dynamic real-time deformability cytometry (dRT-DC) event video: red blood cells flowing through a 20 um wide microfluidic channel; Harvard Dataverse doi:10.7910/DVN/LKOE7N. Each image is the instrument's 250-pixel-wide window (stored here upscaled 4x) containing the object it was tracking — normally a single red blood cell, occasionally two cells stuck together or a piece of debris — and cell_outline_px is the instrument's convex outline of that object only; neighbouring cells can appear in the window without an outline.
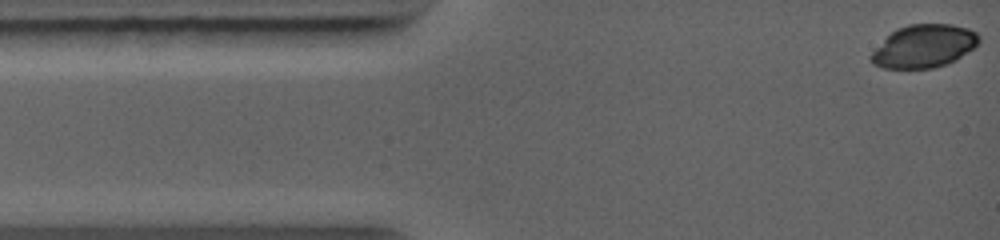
{"species": "common noctule bat (a hibernating species)", "species_latin": "Nyctalus noctula", "temperature_condition": "warm", "stored_images_in_passage": 34, "camera_frame_rate_fps": 5000, "um_per_image_px": 0.085, "animal": {"sex": "female", "body_mass_g": 19.0, "forearm_length_mm": 56.7}, "frame": {"image": 1, "passage_image": 1, "time_ms": 0.0, "image_size_px": [1000, 240], "cell_outline_px": [[980, 40], [972, 48], [956, 60], [948, 64], [932, 68], [884, 68], [872, 64], [868, 60], [868, 56], [896, 28], [908, 24], [952, 24], [968, 28], [976, 32], [980, 36]], "centroid_in_image_um": [78.52, 3.93], "position_along_channel_um": 6.5, "area_um2": 26.99}}